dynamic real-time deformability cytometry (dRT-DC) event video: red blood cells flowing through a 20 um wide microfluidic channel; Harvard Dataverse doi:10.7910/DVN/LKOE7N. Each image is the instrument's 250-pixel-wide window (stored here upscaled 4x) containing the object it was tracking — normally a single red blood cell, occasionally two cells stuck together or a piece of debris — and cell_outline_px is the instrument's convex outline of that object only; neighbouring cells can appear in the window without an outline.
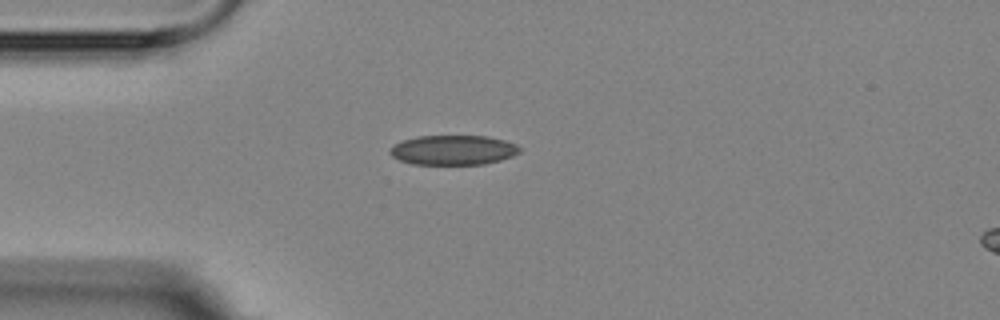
{"species": "Egyptian fruit bat (a non-hibernating species)", "species_latin": "Rousettus aegyptiacus", "temperature_condition": "room temperature", "stored_images_in_passage": 4, "camera_frame_rate_fps": 3000, "um_per_image_px": 0.085, "animal": {"sex": "female"}, "frame": {"image": 1, "passage_image": 4, "time_ms": 4.333, "image_size_px": [1000, 320], "cell_outline_px": [[520, 152], [512, 156], [500, 160], [484, 164], [412, 164], [400, 160], [392, 156], [388, 152], [392, 144], [416, 136], [488, 136], [504, 140], [516, 144], [520, 148]], "centroid_in_image_um": [38.5, 12.75], "position_along_channel_um": 46.5, "area_um2": 22.48}}